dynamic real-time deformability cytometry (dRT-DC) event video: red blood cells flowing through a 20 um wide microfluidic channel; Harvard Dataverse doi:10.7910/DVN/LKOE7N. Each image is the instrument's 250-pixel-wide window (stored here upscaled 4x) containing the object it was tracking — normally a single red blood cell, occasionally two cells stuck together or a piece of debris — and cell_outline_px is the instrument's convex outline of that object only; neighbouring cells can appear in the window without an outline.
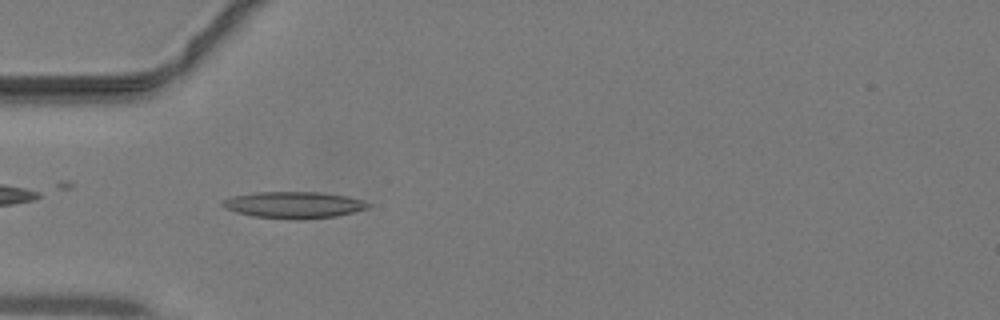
{"species": "common noctule bat (a hibernating species)", "species_latin": "Nyctalus noctula", "temperature_condition": "warm", "stored_images_in_passage": 29, "camera_frame_rate_fps": 3000, "um_per_image_px": 0.085, "animal": {"sex": "male", "body_mass_g": 19.2, "forearm_length_mm": 51.8}, "frame": {"image": 1, "passage_image": 2, "time_ms": 0.333, "image_size_px": [1000, 320], "cell_outline_px": [[372, 204], [368, 208], [336, 216], [296, 220], [252, 216], [236, 212], [220, 204], [220, 200], [232, 196], [256, 192], [320, 192], [348, 196], [364, 200]], "centroid_in_image_um": [24.98, 17.41], "position_along_channel_um": 60.0, "area_um2": 22.66}}
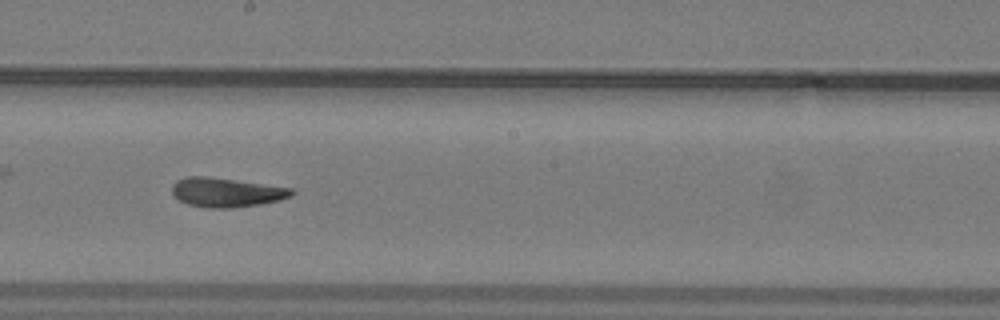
{"frame": {"image": 2, "passage_image": 13, "time_ms": 4.0, "image_size_px": [1000, 320], "cell_outline_px": [[296, 192], [292, 196], [280, 200], [260, 204], [232, 208], [208, 208], [188, 204], [180, 200], [172, 192], [172, 184], [176, 180], [188, 176], [208, 176], [292, 188]], "centroid_in_image_um": [19.25, 16.35], "position_along_channel_um": 228.9, "area_um2": 20.4}}
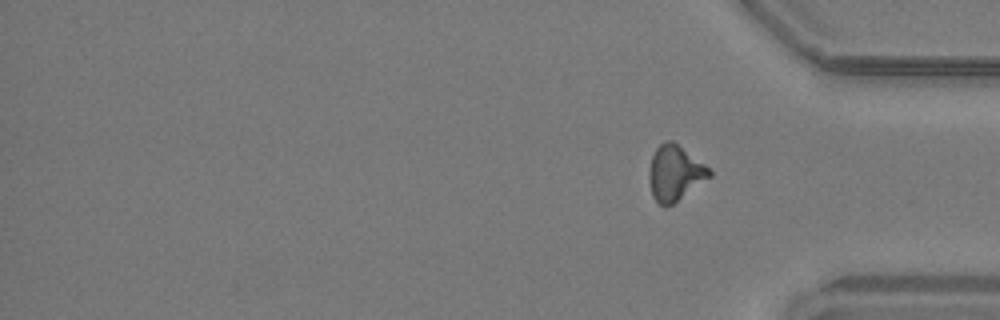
{"frame": {"image": 3, "passage_image": 29, "time_ms": 9.333, "image_size_px": [1000, 320], "cell_outline_px": [[712, 176], [672, 204], [664, 208], [652, 196], [648, 180], [648, 172], [652, 156], [656, 148], [660, 144], [668, 140], [672, 140], [704, 164], [712, 172]], "centroid_in_image_um": [57.34, 14.72], "position_along_channel_um": 377.9, "area_um2": 19.31}}